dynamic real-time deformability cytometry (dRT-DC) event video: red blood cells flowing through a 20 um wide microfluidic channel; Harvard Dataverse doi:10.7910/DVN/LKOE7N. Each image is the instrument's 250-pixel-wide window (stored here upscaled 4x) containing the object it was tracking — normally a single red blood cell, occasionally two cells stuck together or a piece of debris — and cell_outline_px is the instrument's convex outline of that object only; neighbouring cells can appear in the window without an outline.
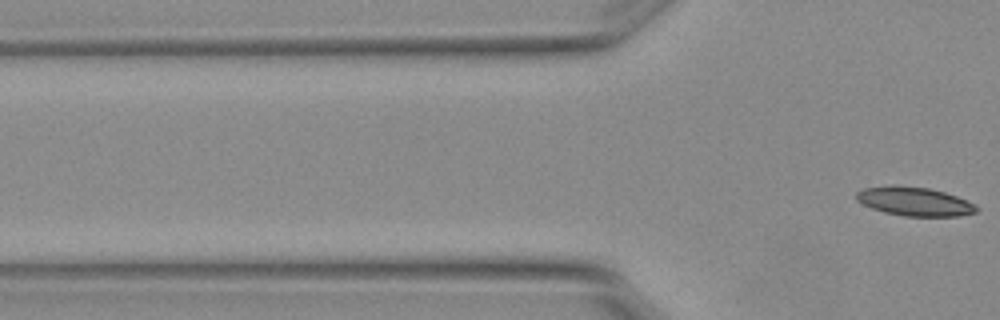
{"species": "Egyptian fruit bat (a non-hibernating species)", "species_latin": "Rousettus aegyptiacus", "temperature_condition": "warm", "stored_images_in_passage": 6, "segment_of_instrument_passage": [2, 2], "camera_frame_rate_fps": 3000, "um_per_image_px": 0.085, "animal": {"sex": "female"}, "frame": {"image": 1, "passage_image": 6, "time_ms": 1.667, "image_size_px": [1000, 320], "cell_outline_px": [[980, 208], [976, 212], [956, 216], [904, 216], [884, 212], [872, 208], [856, 200], [856, 192], [864, 188], [896, 184], [928, 188], [944, 192], [956, 196]], "centroid_in_image_um": [77.69, 17.11], "position_along_channel_um": 48.1, "area_um2": 20.06}}